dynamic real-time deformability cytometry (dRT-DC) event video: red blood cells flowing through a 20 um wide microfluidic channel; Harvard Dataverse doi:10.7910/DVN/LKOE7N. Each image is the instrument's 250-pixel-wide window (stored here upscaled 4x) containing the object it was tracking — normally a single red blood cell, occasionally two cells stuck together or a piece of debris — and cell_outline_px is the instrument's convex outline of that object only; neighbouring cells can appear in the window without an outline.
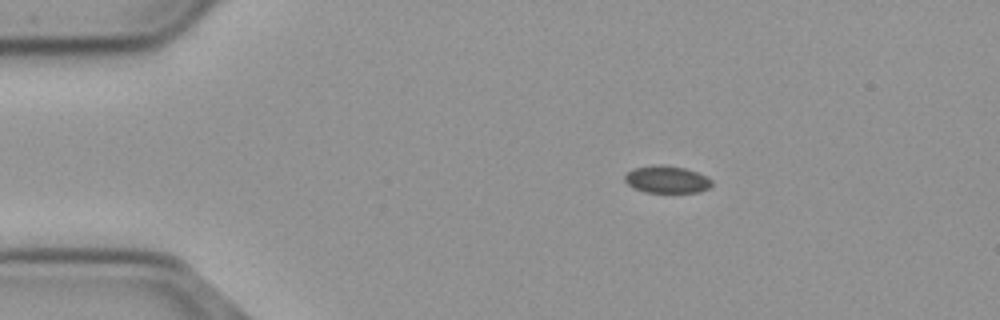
{"species": "common noctule bat (a hibernating species)", "species_latin": "Nyctalus noctula", "temperature_condition": "cold", "stored_images_in_passage": 27, "camera_frame_rate_fps": 3000, "um_per_image_px": 0.085, "animal": {"sex": "male", "body_mass_g": 23.1, "forearm_length_mm": 52.7}, "frame": {"image": 1, "passage_image": 1, "time_ms": 0.0, "image_size_px": [1000, 320], "cell_outline_px": [[712, 184], [708, 188], [700, 192], [644, 192], [628, 184], [624, 180], [624, 176], [632, 168], [660, 164], [684, 168], [708, 176], [712, 180]], "centroid_in_image_um": [56.69, 15.25], "position_along_channel_um": 28.3, "area_um2": 13.76}}
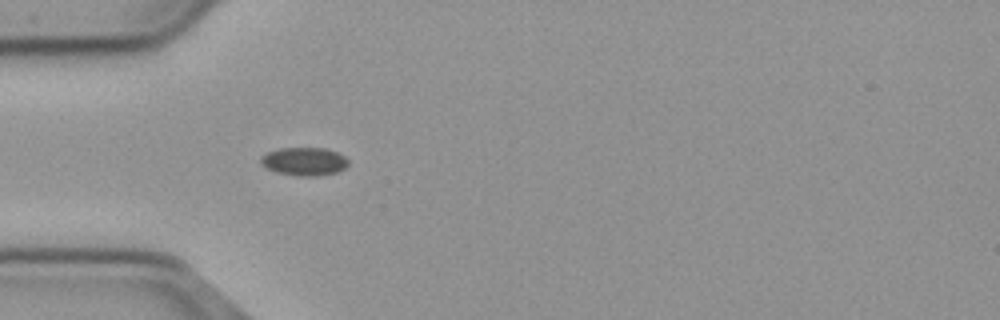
{"frame": {"image": 2, "passage_image": 8, "time_ms": 2.333, "image_size_px": [1000, 320], "cell_outline_px": [[348, 164], [344, 168], [336, 172], [316, 176], [296, 176], [276, 172], [260, 164], [260, 156], [268, 152], [280, 148], [324, 148], [336, 152], [344, 156], [348, 160]], "centroid_in_image_um": [25.83, 13.72], "position_along_channel_um": 59.2, "area_um2": 14.33}}
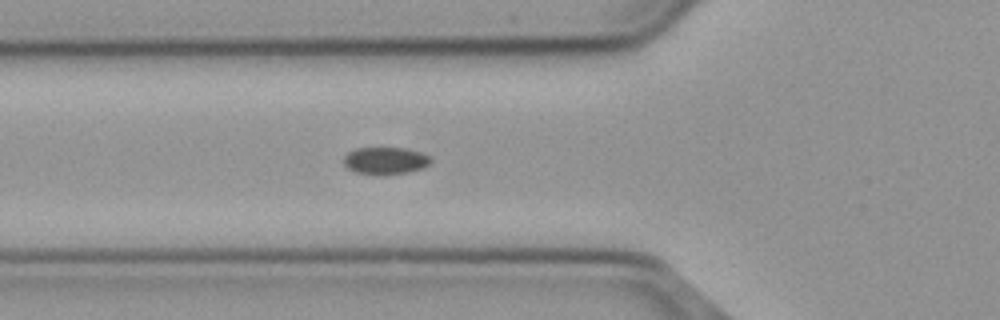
{"frame": {"image": 3, "passage_image": 11, "time_ms": 3.333, "image_size_px": [1000, 320], "cell_outline_px": [[432, 160], [424, 168], [408, 172], [384, 176], [376, 176], [356, 172], [348, 168], [344, 164], [344, 156], [348, 152], [356, 148], [404, 148], [420, 152], [428, 156]], "centroid_in_image_um": [32.74, 13.68], "position_along_channel_um": 93.1, "area_um2": 13.99}}